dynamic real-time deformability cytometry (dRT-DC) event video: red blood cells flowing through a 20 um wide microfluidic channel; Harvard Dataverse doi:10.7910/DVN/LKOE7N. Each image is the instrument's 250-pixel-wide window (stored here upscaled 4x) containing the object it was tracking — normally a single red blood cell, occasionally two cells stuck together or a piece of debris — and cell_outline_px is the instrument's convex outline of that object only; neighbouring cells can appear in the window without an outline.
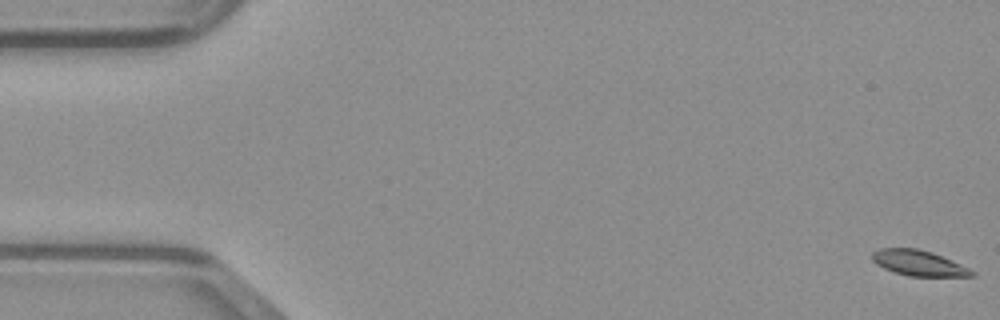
{"species": "common noctule bat (a hibernating species)", "species_latin": "Nyctalus noctula", "temperature_condition": "warm", "stored_images_in_passage": 49, "camera_frame_rate_fps": 3000, "um_per_image_px": 0.085, "animal": {"sex": "male", "body_mass_g": 23.1, "forearm_length_mm": 52.7}, "frame": {"image": 1, "passage_image": 1, "time_ms": 0.0, "image_size_px": [1000, 320], "cell_outline_px": [[976, 276], [908, 276], [884, 268], [876, 264], [872, 260], [872, 252], [880, 248], [916, 248], [932, 252], [960, 264], [976, 272]], "centroid_in_image_um": [78.08, 22.35], "position_along_channel_um": 6.9, "area_um2": 14.68}}
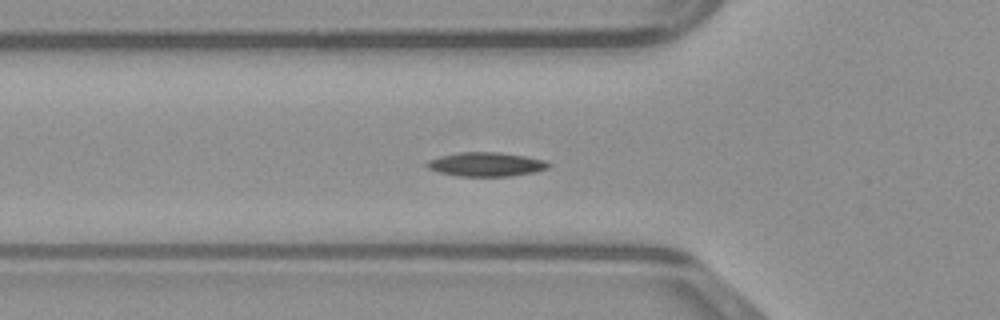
{"frame": {"image": 2, "passage_image": 17, "time_ms": 5.333, "image_size_px": [1000, 320], "cell_outline_px": [[552, 164], [548, 168], [536, 172], [512, 176], [456, 176], [440, 172], [428, 168], [424, 164], [428, 160], [440, 156], [460, 152], [496, 152], [524, 156], [544, 160]], "centroid_in_image_um": [41.32, 13.97], "position_along_channel_um": 84.5, "area_um2": 17.05}}
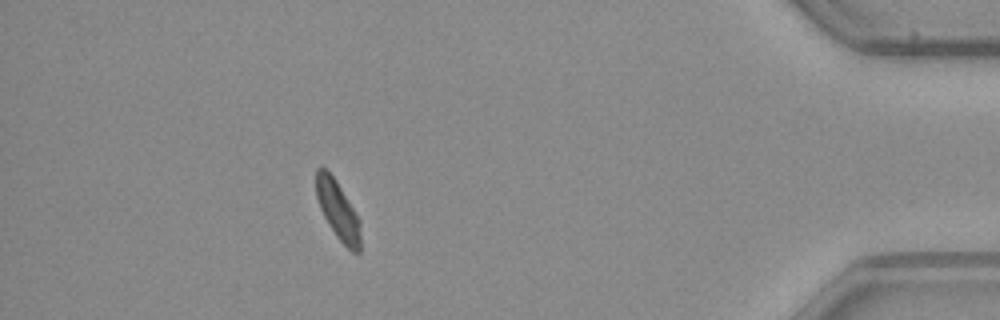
{"frame": {"image": 3, "passage_image": 44, "time_ms": 14.333, "image_size_px": [1000, 320], "cell_outline_px": [[360, 252], [352, 252], [336, 236], [328, 224], [320, 208], [316, 196], [316, 168], [324, 168], [336, 180], [360, 220]], "centroid_in_image_um": [28.72, 17.88], "position_along_channel_um": 406.5, "area_um2": 14.91}}